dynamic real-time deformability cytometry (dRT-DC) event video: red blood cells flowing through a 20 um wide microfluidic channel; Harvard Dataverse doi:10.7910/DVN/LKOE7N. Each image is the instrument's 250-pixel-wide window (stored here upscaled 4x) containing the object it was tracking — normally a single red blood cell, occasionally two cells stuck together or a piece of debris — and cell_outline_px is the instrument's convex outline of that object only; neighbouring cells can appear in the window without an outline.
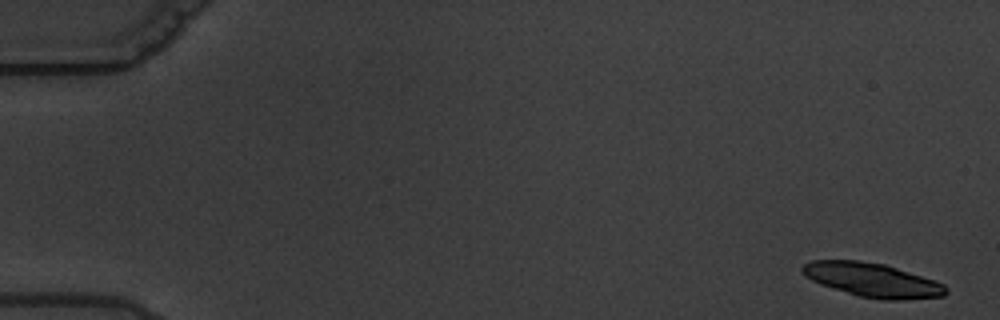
{"species": "common noctule bat (a hibernating species)", "species_latin": "Nyctalus noctula", "temperature_condition": "warm", "stored_images_in_passage": 6, "segment_of_instrument_passage": [1, 2], "camera_frame_rate_fps": 3000, "um_per_image_px": 0.085, "animal": {"sex": "male", "body_mass_g": 19.5, "forearm_length_mm": 54.6}, "frame": {"image": 1, "passage_image": 1, "time_ms": 0.0, "image_size_px": [1000, 320], "cell_outline_px": [[948, 292], [944, 296], [904, 300], [884, 300], [860, 296], [820, 284], [804, 276], [800, 268], [804, 264], [812, 260], [860, 260], [884, 264], [936, 280], [944, 284], [948, 288]], "centroid_in_image_um": [74.18, 23.79], "position_along_channel_um": 10.8, "area_um2": 28.5}}
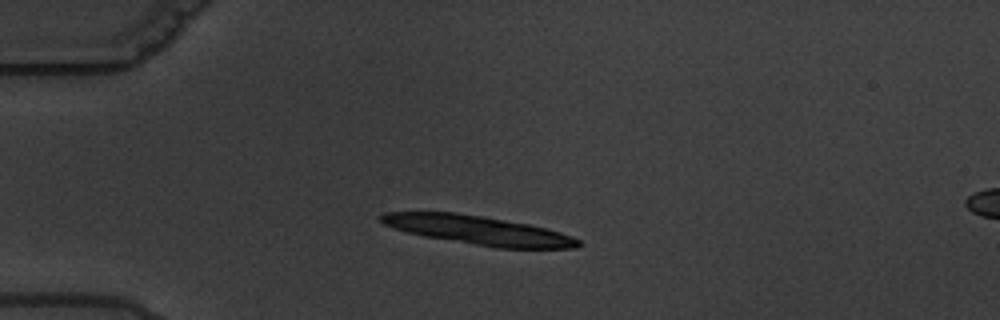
{"frame": {"image": 2, "passage_image": 4, "time_ms": 4.667, "image_size_px": [1000, 320], "cell_outline_px": [[584, 244], [576, 248], [496, 248], [424, 236], [408, 232], [384, 224], [380, 220], [380, 216], [384, 212], [456, 212], [484, 216], [528, 224], [560, 232], [572, 236], [580, 240]], "centroid_in_image_um": [40.7, 19.57], "position_along_channel_um": 44.3, "area_um2": 33.0}}